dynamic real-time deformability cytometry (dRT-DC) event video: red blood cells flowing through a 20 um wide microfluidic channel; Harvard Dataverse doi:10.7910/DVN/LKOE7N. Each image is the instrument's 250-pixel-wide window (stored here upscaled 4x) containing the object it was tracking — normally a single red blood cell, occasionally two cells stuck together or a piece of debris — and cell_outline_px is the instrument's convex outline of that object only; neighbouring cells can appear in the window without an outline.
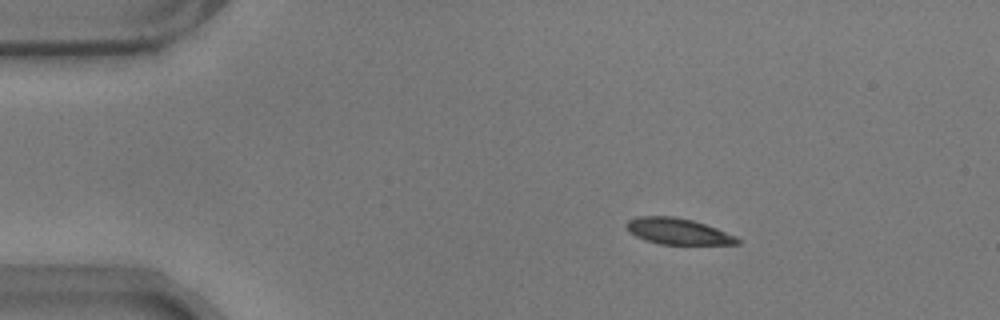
{"species": "common noctule bat (a hibernating species)", "species_latin": "Nyctalus noctula", "temperature_condition": "warm", "stored_images_in_passage": 49, "camera_frame_rate_fps": 3000, "um_per_image_px": 0.085, "animal": {"sex": "male", "body_mass_g": 17.9}, "frame": {"image": 1, "passage_image": 1, "time_ms": 0.0, "image_size_px": [1000, 320], "cell_outline_px": [[740, 244], [660, 244], [644, 240], [636, 236], [624, 224], [628, 220], [636, 216], [672, 216], [692, 220], [716, 228], [736, 236], [740, 240]], "centroid_in_image_um": [57.61, 19.66], "position_along_channel_um": 27.4, "area_um2": 16.76}}
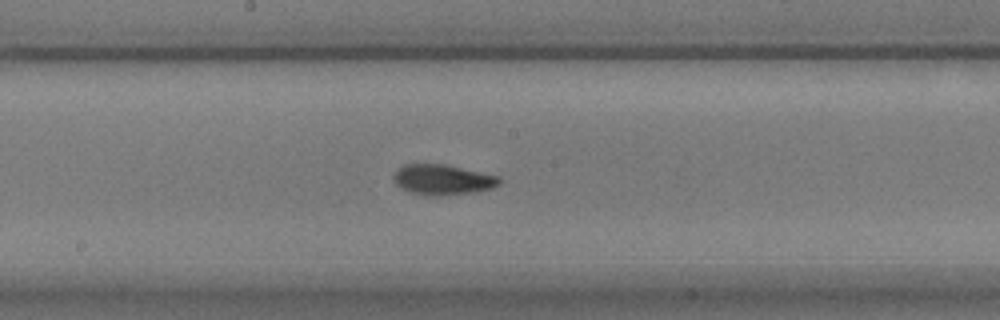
{"frame": {"image": 2, "passage_image": 22, "time_ms": 7.0, "image_size_px": [1000, 320], "cell_outline_px": [[500, 184], [492, 188], [476, 192], [436, 196], [428, 196], [412, 192], [400, 188], [396, 184], [392, 176], [396, 168], [404, 164], [444, 164], [500, 176]], "centroid_in_image_um": [37.6, 15.27], "position_along_channel_um": 210.6, "area_um2": 18.84}}
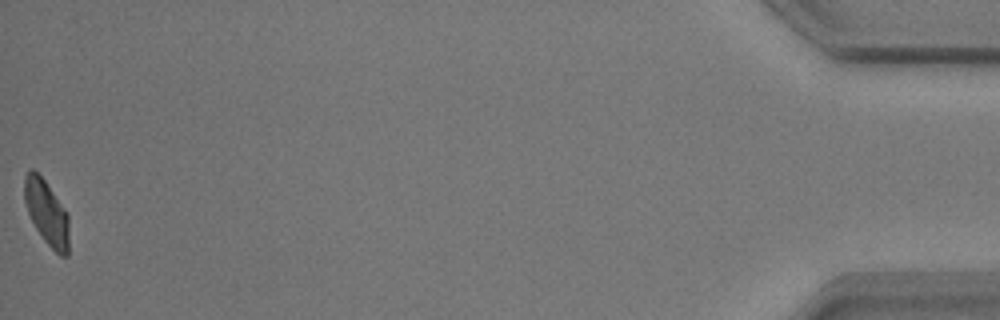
{"frame": {"image": 3, "passage_image": 49, "time_ms": 16.0, "image_size_px": [1000, 320], "cell_outline_px": [[68, 256], [60, 256], [44, 240], [36, 228], [28, 212], [24, 200], [24, 176], [32, 168], [44, 180], [68, 212]], "centroid_in_image_um": [3.97, 18.07], "position_along_channel_um": 431.2, "area_um2": 16.65}, "authors_computed_cell_mechanics": {"area_um2": 17.7446, "velocity_mm_per_s": 3.518, "shape_relaxation_time_tau1_ms": 3.5714, "shape_relaxation_time_tau2_ms": 2.4134, "deformation_change_tau1": 0.1483, "deformation_change_tau2": 0.0482}}